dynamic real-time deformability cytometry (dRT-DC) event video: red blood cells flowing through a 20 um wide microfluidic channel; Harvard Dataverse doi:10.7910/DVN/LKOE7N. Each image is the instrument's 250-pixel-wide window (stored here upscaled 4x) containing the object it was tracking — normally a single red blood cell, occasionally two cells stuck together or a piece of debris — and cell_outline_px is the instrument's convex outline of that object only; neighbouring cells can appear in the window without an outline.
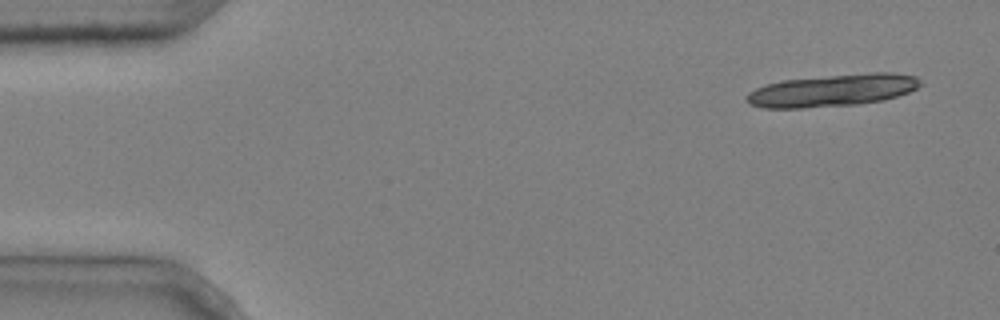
{"species": "common noctule bat (a hibernating species)", "species_latin": "Nyctalus noctula", "temperature_condition": "cold", "stored_images_in_passage": 5, "camera_frame_rate_fps": 3000, "um_per_image_px": 0.085, "animal": {"sex": "male", "body_mass_g": 20.4}, "frame": {"image": 1, "passage_image": 1, "time_ms": 0.0, "image_size_px": [1000, 320], "cell_outline_px": [[924, 84], [908, 92], [884, 100], [856, 104], [804, 108], [760, 108], [748, 104], [744, 100], [744, 96], [748, 92], [764, 84], [784, 80], [872, 72], [892, 72], [916, 76]], "centroid_in_image_um": [70.72, 7.69], "position_along_channel_um": 14.3, "area_um2": 32.83}}